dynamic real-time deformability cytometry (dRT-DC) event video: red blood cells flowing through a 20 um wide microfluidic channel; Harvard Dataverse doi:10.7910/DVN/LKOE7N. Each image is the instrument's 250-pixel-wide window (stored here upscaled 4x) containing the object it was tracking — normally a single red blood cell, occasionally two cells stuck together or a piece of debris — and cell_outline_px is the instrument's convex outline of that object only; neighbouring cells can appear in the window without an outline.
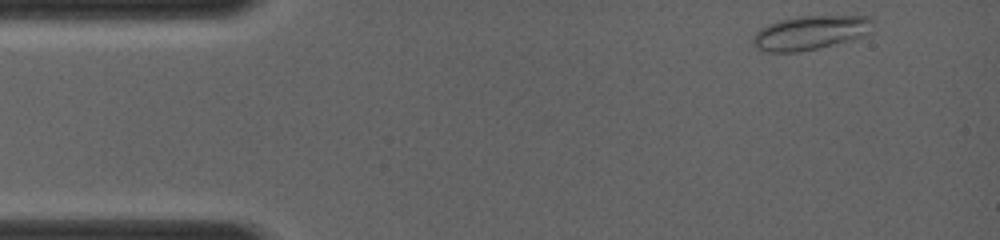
{"species": "common noctule bat (a hibernating species)", "species_latin": "Nyctalus noctula", "temperature_condition": "room temperature", "stored_images_in_passage": 10, "camera_frame_rate_fps": 4000, "um_per_image_px": 0.085, "animal": {"sex": "female", "body_mass_g": 19.0, "forearm_length_mm": 56.7}, "frame": {"image": 1, "passage_image": 1, "time_ms": 0.0, "image_size_px": [1000, 240], "cell_outline_px": [[872, 32], [868, 36], [852, 40], [816, 48], [796, 52], [768, 52], [756, 48], [752, 44], [752, 36], [760, 28], [776, 20], [800, 16], [868, 16], [872, 20]], "centroid_in_image_um": [68.88, 2.77], "position_along_channel_um": 16.1, "area_um2": 24.1}}
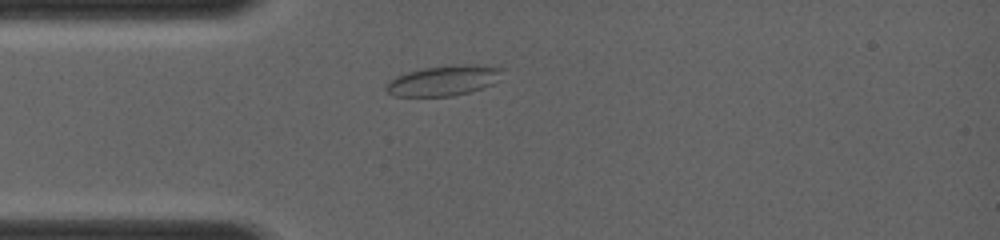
{"frame": {"image": 2, "passage_image": 7, "time_ms": 2.25, "image_size_px": [1000, 240], "cell_outline_px": [[504, 68], [492, 84], [484, 88], [452, 96], [392, 96], [384, 88], [396, 76], [408, 72], [424, 68], [452, 64], [476, 64]], "centroid_in_image_um": [37.7, 6.84], "position_along_channel_um": 47.3, "area_um2": 20.35}}